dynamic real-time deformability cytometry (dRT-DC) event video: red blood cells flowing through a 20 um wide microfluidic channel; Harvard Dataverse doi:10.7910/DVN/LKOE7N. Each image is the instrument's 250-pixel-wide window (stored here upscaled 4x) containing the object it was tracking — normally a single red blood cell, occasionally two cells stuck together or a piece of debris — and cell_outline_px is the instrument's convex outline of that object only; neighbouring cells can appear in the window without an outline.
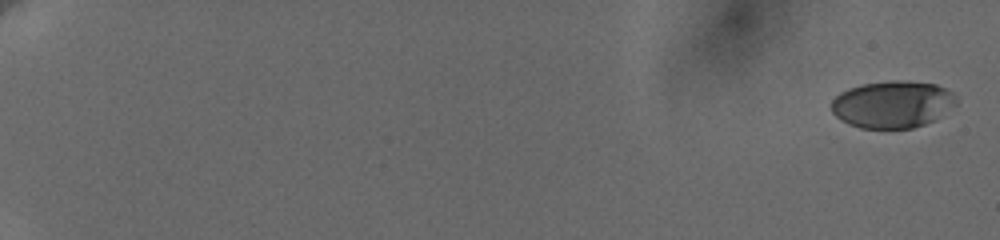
{"species": "human", "species_latin": "Homo sapiens", "temperature_condition": "cold", "stored_images_in_passage": 9, "camera_frame_rate_fps": 3000, "um_per_image_px": 0.085, "donor": {"sex": "female"}, "frame": {"image": 1, "passage_image": 1, "time_ms": 0.0, "image_size_px": [1000, 240], "cell_outline_px": [[956, 104], [932, 120], [924, 124], [912, 128], [860, 128], [848, 124], [840, 120], [832, 112], [832, 100], [840, 92], [848, 88], [864, 84], [900, 80], [936, 84], [952, 92], [956, 100]], "centroid_in_image_um": [75.82, 8.87], "position_along_channel_um": 9.2, "area_um2": 33.87}}
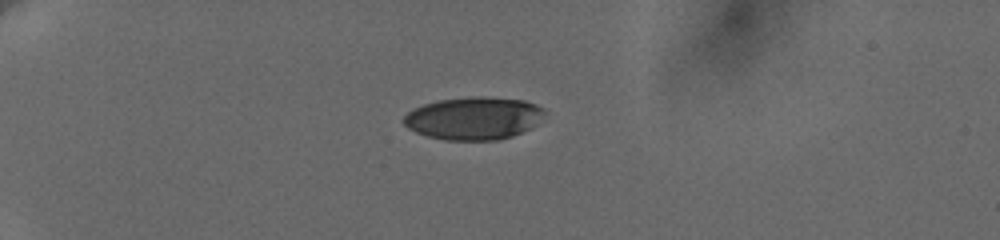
{"frame": {"image": 2, "passage_image": 6, "time_ms": 5.667, "image_size_px": [1000, 240], "cell_outline_px": [[548, 112], [532, 128], [512, 136], [496, 140], [444, 140], [428, 136], [416, 132], [408, 128], [400, 120], [412, 108], [436, 100], [472, 96], [484, 96], [524, 100], [536, 104], [544, 108]], "centroid_in_image_um": [40.27, 10.04], "position_along_channel_um": 44.7, "area_um2": 35.55}}
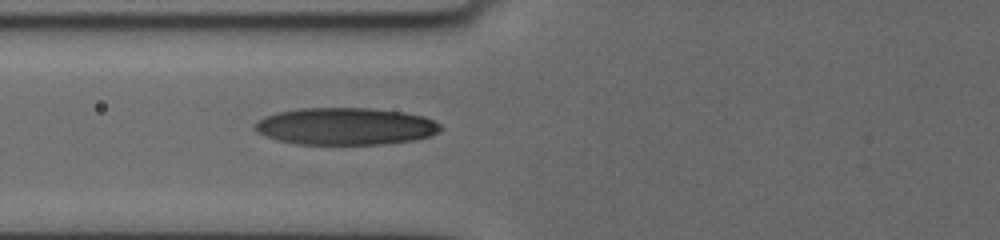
{"frame": {"image": 3, "passage_image": 9, "time_ms": 8.667, "image_size_px": [1000, 240], "cell_outline_px": [[444, 128], [440, 132], [416, 140], [384, 144], [296, 144], [276, 140], [264, 136], [256, 132], [252, 128], [252, 124], [264, 116], [276, 112], [300, 108], [368, 108], [404, 112], [424, 116], [440, 124]], "centroid_in_image_um": [29.33, 10.74], "position_along_channel_um": 96.5, "area_um2": 40.69}}